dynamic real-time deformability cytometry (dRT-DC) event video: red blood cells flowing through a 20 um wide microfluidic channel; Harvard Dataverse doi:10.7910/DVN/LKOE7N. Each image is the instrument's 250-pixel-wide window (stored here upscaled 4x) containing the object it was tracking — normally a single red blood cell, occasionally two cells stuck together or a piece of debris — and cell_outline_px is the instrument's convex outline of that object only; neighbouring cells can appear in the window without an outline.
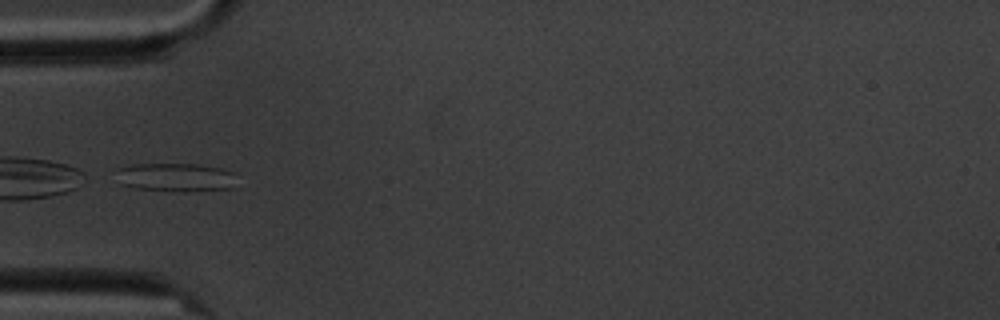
{"species": "common noctule bat (a hibernating species)", "species_latin": "Nyctalus noctula", "temperature_condition": "cold", "stored_images_in_passage": 13, "camera_frame_rate_fps": 3000, "um_per_image_px": 0.085, "animal": {"sex": "male", "body_mass_g": 20.1, "forearm_length_mm": 53.5}, "frame": {"image": 1, "passage_image": 3, "time_ms": 2.333, "image_size_px": [1000, 320], "cell_outline_px": [[236, 172], [232, 188], [184, 192], [172, 192], [132, 188], [120, 184], [116, 168], [132, 164], [196, 164], [224, 168]], "centroid_in_image_um": [14.93, 15.08], "position_along_channel_um": 70.1, "area_um2": 20.52}}
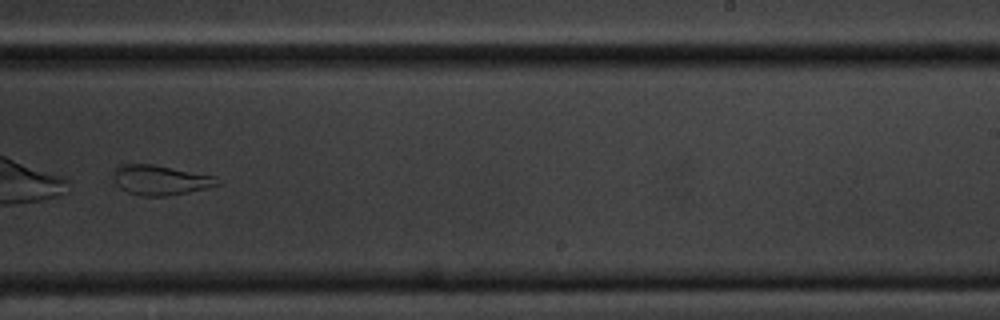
{"frame": {"image": 2, "passage_image": 8, "time_ms": 8.333, "image_size_px": [1000, 320], "cell_outline_px": [[224, 184], [208, 188], [188, 192], [164, 196], [144, 196], [128, 192], [120, 188], [116, 184], [112, 176], [116, 168], [120, 164], [152, 164], [216, 176]], "centroid_in_image_um": [13.67, 15.3], "position_along_channel_um": 275.3, "area_um2": 18.21}}
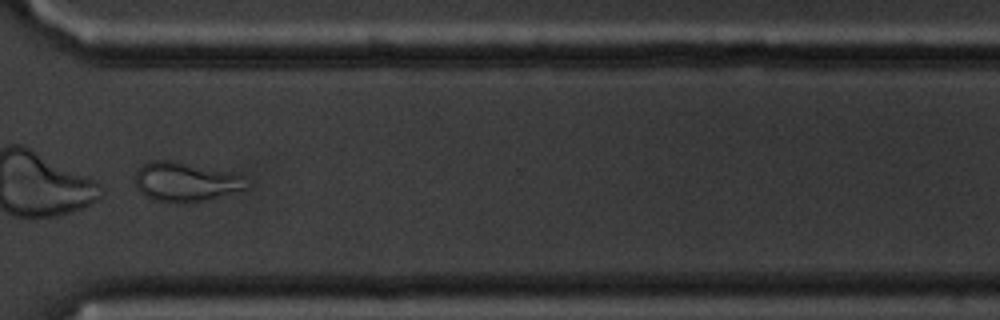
{"frame": {"image": 3, "passage_image": 10, "time_ms": 10.667, "image_size_px": [1000, 320], "cell_outline_px": [[248, 188], [220, 196], [204, 200], [184, 204], [156, 200], [144, 196], [136, 188], [136, 172], [148, 160], [172, 160], [224, 172], [240, 176]], "centroid_in_image_um": [15.67, 15.47], "position_along_channel_um": 354.9, "area_um2": 24.91}, "authors_computed_cell_mechanics": {"area_um2": 20.519, "velocity_mm_per_s": 3.4113, "shape_relaxation_time_tau1_ms": null, "shape_relaxation_time_tau2_ms": 1.1753, "deformation_change_tau1": null, "deformation_change_tau2": 0.0793}}